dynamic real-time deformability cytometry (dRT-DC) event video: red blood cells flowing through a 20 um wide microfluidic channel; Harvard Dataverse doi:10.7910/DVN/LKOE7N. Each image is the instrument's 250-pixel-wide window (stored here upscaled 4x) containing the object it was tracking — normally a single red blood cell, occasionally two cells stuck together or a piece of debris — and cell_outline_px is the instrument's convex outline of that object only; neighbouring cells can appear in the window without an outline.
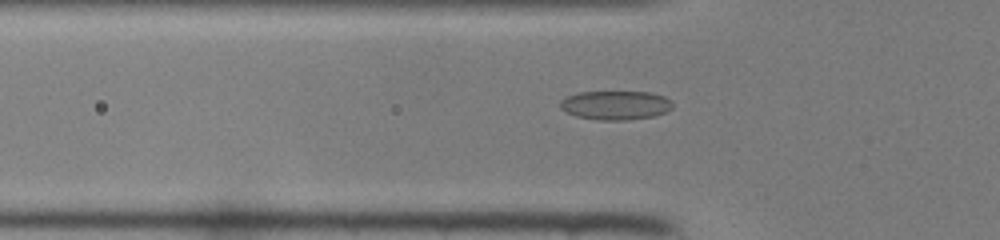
{"species": "common noctule bat (a hibernating species)", "species_latin": "Nyctalus noctula", "temperature_condition": "room temperature", "stored_images_in_passage": 33, "camera_frame_rate_fps": 3000, "um_per_image_px": 0.085, "animal": {"sex": "female", "body_mass_g": 22.0, "forearm_length_mm": 56.7}, "frame": {"image": 1, "passage_image": 2, "time_ms": 0.333, "image_size_px": [1000, 240], "cell_outline_px": [[672, 108], [664, 112], [652, 116], [624, 120], [600, 120], [576, 116], [560, 108], [560, 100], [568, 96], [580, 92], [652, 92], [664, 96], [672, 100]], "centroid_in_image_um": [52.33, 8.93], "position_along_channel_um": 73.5, "area_um2": 18.84}}
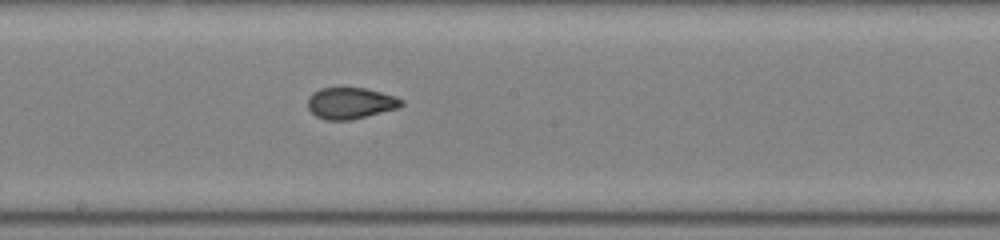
{"frame": {"image": 2, "passage_image": 12, "time_ms": 3.667, "image_size_px": [1000, 240], "cell_outline_px": [[404, 104], [400, 108], [352, 120], [324, 120], [316, 116], [308, 108], [308, 96], [312, 92], [320, 88], [368, 88], [396, 96], [404, 100]], "centroid_in_image_um": [29.82, 8.77], "position_along_channel_um": 218.4, "area_um2": 17.46}}
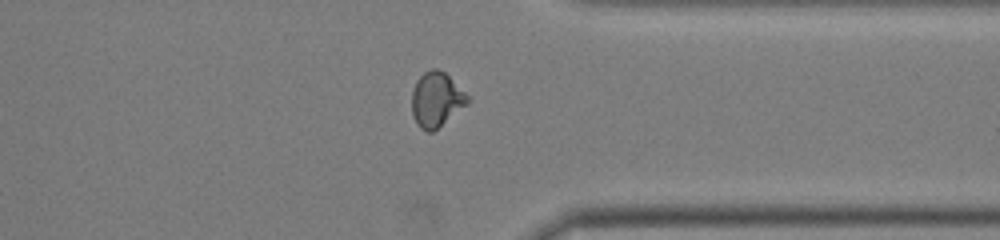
{"frame": {"image": 3, "passage_image": 23, "time_ms": 7.333, "image_size_px": [1000, 240], "cell_outline_px": [[472, 100], [468, 104], [432, 132], [428, 132], [420, 128], [416, 124], [412, 116], [412, 92], [416, 80], [424, 72], [432, 68], [436, 68], [444, 72]], "centroid_in_image_um": [37.07, 8.47], "position_along_channel_um": 374.3, "area_um2": 17.74}}